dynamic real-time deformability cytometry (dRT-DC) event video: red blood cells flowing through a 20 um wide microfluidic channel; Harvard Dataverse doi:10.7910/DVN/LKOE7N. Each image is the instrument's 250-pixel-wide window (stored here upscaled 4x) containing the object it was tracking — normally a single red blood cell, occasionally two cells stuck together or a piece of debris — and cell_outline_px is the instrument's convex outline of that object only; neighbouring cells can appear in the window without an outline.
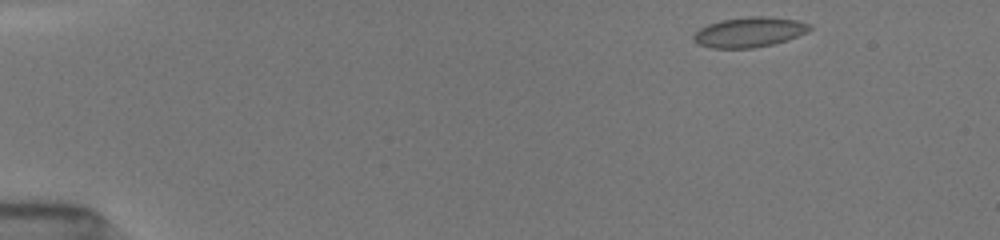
{"species": "common noctule bat (a hibernating species)", "species_latin": "Nyctalus noctula", "temperature_condition": "room temperature", "stored_images_in_passage": 15, "camera_frame_rate_fps": 3000, "um_per_image_px": 0.085, "animal": {"sex": "female", "body_mass_g": 19.5, "forearm_length_mm": 54.1}, "frame": {"image": 1, "passage_image": 1, "time_ms": 0.0, "image_size_px": [1000, 240], "cell_outline_px": [[812, 28], [808, 32], [772, 44], [752, 48], [712, 48], [696, 44], [692, 36], [700, 28], [708, 24], [720, 20], [748, 16], [768, 16], [796, 20], [812, 24]], "centroid_in_image_um": [63.68, 2.72], "position_along_channel_um": 21.3, "area_um2": 20.35}}